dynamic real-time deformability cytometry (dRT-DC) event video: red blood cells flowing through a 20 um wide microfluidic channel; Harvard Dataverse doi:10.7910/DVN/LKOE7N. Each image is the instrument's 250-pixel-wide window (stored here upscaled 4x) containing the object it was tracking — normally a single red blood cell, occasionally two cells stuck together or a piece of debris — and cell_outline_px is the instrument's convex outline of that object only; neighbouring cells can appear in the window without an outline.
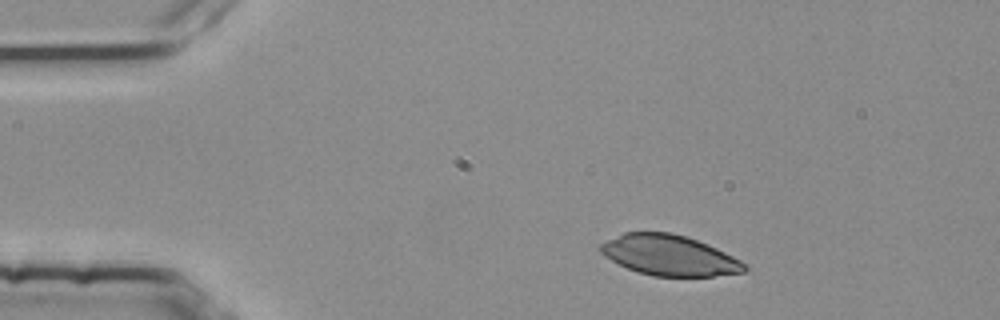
{"species": "common noctule bat (a hibernating species)", "species_latin": "Nyctalus noctula", "temperature_condition": "room temperature", "stored_images_in_passage": 3, "camera_frame_rate_fps": 3000, "um_per_image_px": 0.085, "animal": {"sex": "female", "body_mass_g": 25.1}, "frame": {"image": 1, "passage_image": 1, "time_ms": 0.0, "image_size_px": [1000, 320], "cell_outline_px": [[748, 268], [744, 272], [712, 276], [652, 276], [636, 272], [604, 256], [596, 248], [600, 244], [624, 232], [672, 232], [708, 244], [748, 264]], "centroid_in_image_um": [56.88, 21.7], "position_along_channel_um": 28.1, "area_um2": 33.93}}